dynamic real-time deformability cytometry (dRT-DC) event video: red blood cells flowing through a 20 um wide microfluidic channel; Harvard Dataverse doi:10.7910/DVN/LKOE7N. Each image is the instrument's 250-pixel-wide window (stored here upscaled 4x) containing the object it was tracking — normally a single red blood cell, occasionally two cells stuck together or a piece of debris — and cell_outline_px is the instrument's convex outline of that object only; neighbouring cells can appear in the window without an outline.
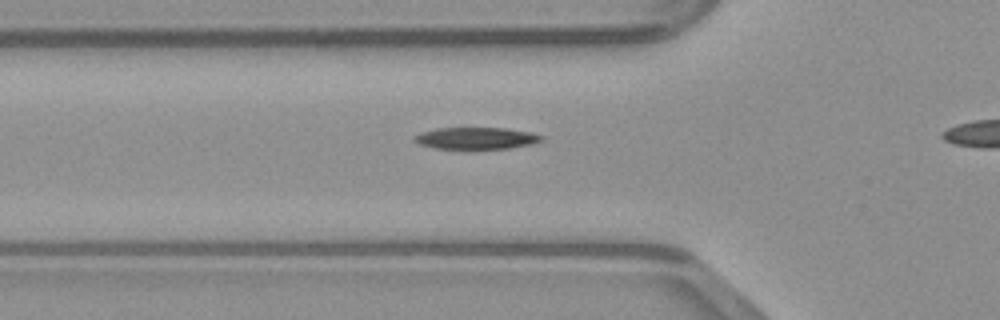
{"species": "common noctule bat (a hibernating species)", "species_latin": "Nyctalus noctula", "temperature_condition": "warm", "stored_images_in_passage": 32, "camera_frame_rate_fps": 3000, "um_per_image_px": 0.085, "animal": {"sex": "male", "body_mass_g": 23.1, "forearm_length_mm": 52.7}, "frame": {"image": 1, "passage_image": 9, "time_ms": 2.667, "image_size_px": [1000, 320], "cell_outline_px": [[544, 140], [532, 144], [508, 148], [436, 148], [420, 144], [412, 140], [420, 132], [436, 128], [504, 128], [528, 132], [544, 136]], "centroid_in_image_um": [40.48, 11.74], "position_along_channel_um": 85.3, "area_um2": 15.9}}
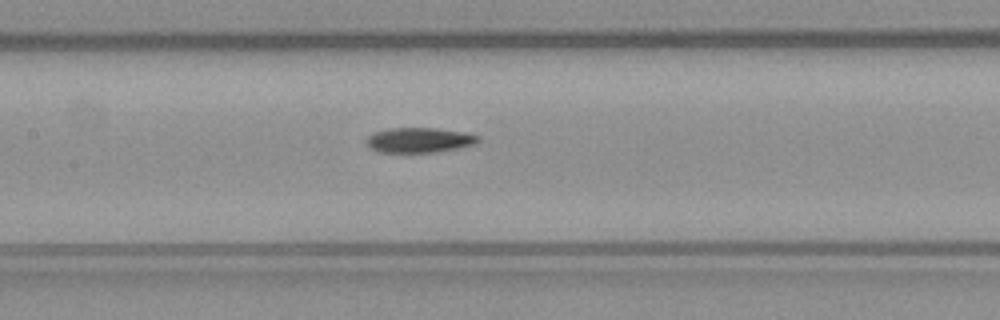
{"frame": {"image": 2, "passage_image": 15, "time_ms": 4.667, "image_size_px": [1000, 320], "cell_outline_px": [[480, 140], [476, 144], [460, 148], [436, 152], [376, 152], [368, 148], [364, 140], [372, 132], [392, 128], [436, 128], [464, 132], [480, 136]], "centroid_in_image_um": [35.61, 11.91], "position_along_channel_um": 171.8, "area_um2": 16.59}}
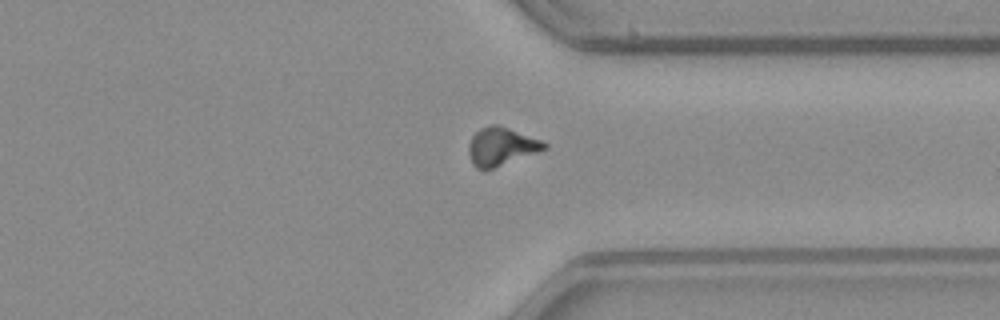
{"frame": {"image": 3, "passage_image": 29, "time_ms": 9.333, "image_size_px": [1000, 320], "cell_outline_px": [[548, 148], [540, 152], [484, 172], [476, 168], [472, 164], [468, 152], [468, 144], [472, 136], [480, 128], [488, 124], [496, 124], [544, 140], [548, 144]], "centroid_in_image_um": [42.62, 12.48], "position_along_channel_um": 368.8, "area_um2": 17.4}}